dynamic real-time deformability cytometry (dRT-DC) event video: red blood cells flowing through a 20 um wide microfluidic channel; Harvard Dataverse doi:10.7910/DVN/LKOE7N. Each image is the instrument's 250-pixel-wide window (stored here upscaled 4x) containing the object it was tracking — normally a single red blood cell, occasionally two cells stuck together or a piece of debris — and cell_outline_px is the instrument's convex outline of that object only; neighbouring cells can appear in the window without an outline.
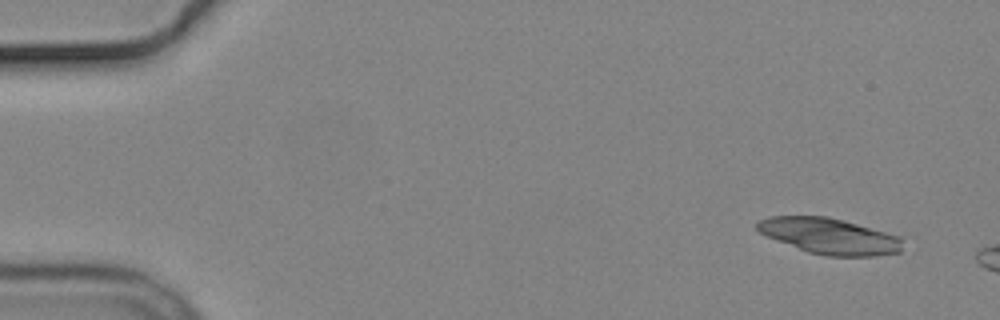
{"species": "common noctule bat (a hibernating species)", "species_latin": "Nyctalus noctula", "temperature_condition": "cold", "stored_images_in_passage": 7, "camera_frame_rate_fps": 3000, "um_per_image_px": 0.085, "animal": {"sex": "male", "body_mass_g": 19.2, "forearm_length_mm": 51.8}, "frame": {"image": 1, "passage_image": 2, "time_ms": 1.0, "image_size_px": [1000, 320], "cell_outline_px": [[900, 252], [872, 256], [828, 256], [808, 252], [776, 240], [760, 232], [756, 228], [756, 224], [760, 220], [768, 216], [828, 216], [844, 220], [900, 236]], "centroid_in_image_um": [70.48, 20.06], "position_along_channel_um": 14.5, "area_um2": 30.17}}